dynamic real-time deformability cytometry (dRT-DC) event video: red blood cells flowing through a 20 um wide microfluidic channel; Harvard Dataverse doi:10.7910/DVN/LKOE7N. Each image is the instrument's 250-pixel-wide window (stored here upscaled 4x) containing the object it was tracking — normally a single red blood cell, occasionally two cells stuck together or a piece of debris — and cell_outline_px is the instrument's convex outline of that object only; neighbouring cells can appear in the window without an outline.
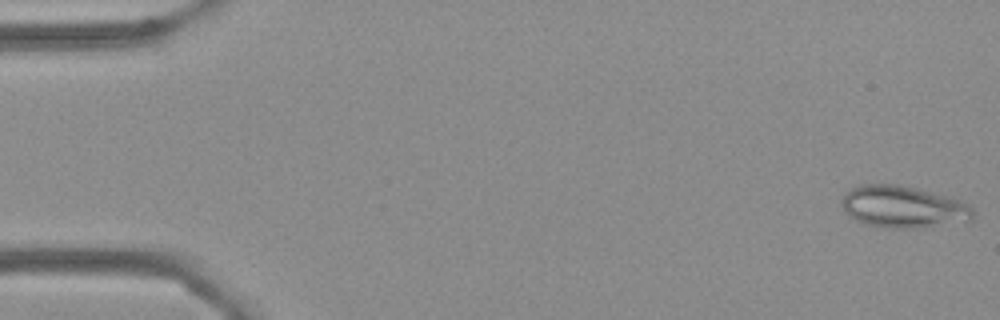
{"species": "Egyptian fruit bat (a non-hibernating species)", "species_latin": "Rousettus aegyptiacus", "temperature_condition": "cold", "stored_images_in_passage": 55, "camera_frame_rate_fps": 3000, "um_per_image_px": 0.085, "frame": {"image": 1, "passage_image": 1, "time_ms": 0.0, "image_size_px": [1000, 320], "cell_outline_px": [[972, 220], [916, 228], [892, 228], [868, 224], [856, 220], [848, 216], [840, 204], [840, 200], [852, 188], [860, 184], [896, 184], [916, 188], [948, 196], [968, 204], [972, 208]], "centroid_in_image_um": [76.73, 17.57], "position_along_channel_um": 8.3, "area_um2": 31.79}}
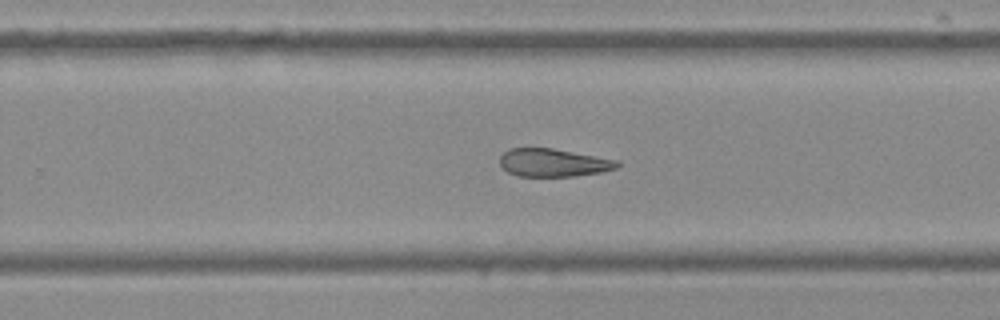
{"frame": {"image": 2, "passage_image": 35, "time_ms": 11.333, "image_size_px": [1000, 320], "cell_outline_px": [[620, 164], [616, 168], [600, 172], [576, 176], [520, 176], [508, 172], [500, 164], [500, 156], [508, 148], [552, 148], [620, 160]], "centroid_in_image_um": [47.05, 13.82], "position_along_channel_um": 282.8, "area_um2": 19.13}}
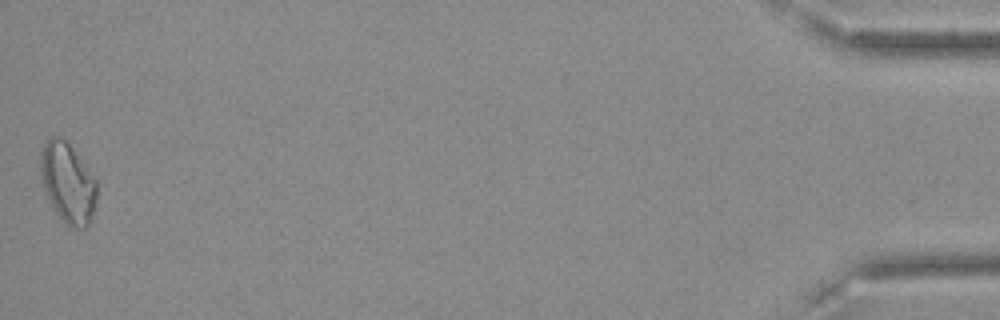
{"frame": {"image": 3, "passage_image": 55, "time_ms": 18.0, "image_size_px": [1000, 320], "cell_outline_px": [[96, 200], [92, 216], [88, 228], [68, 228], [64, 224], [52, 208], [44, 192], [40, 172], [40, 152], [44, 144], [52, 136], [60, 136], [68, 144], [96, 176]], "centroid_in_image_um": [5.76, 15.59], "position_along_channel_um": 429.4, "area_um2": 26.76}, "authors_computed_cell_mechanics": {"area_um2": 22.3686, "velocity_mm_per_s": 3.6306, "shape_relaxation_time_tau1_ms": null, "shape_relaxation_time_tau2_ms": 4.9883, "deformation_change_tau1": null, "deformation_change_tau2": 0.1244}}